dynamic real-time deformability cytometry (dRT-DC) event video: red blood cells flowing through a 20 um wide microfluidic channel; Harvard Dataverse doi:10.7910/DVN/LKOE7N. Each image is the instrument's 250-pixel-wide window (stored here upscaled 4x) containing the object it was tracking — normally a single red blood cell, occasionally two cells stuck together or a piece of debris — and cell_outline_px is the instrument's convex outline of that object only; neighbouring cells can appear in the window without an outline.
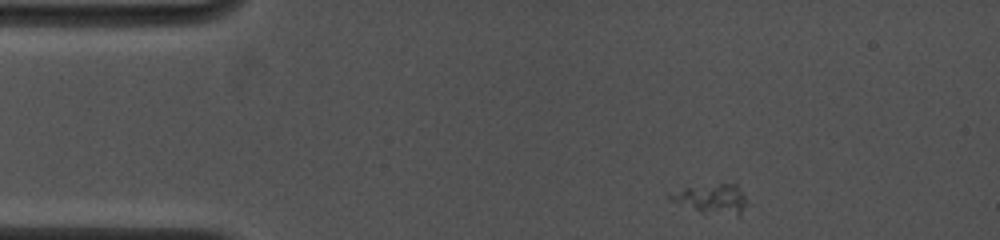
{"species": "common noctule bat (a hibernating species)", "species_latin": "Nyctalus noctula", "temperature_condition": "cold", "stored_images_in_passage": 19, "camera_frame_rate_fps": 4500, "um_per_image_px": 0.085, "animal": {"sex": "female", "body_mass_g": 19.0, "forearm_length_mm": 53.3}, "frame": {"image": 1, "passage_image": 1, "time_ms": 0.0, "image_size_px": [1000, 240], "cell_outline_px": [[744, 204], [740, 216], [736, 216], [704, 212], [668, 200], [668, 196], [684, 188], [720, 184], [736, 184], [740, 188], [744, 196]], "centroid_in_image_um": [60.52, 16.91], "position_along_channel_um": 24.5, "area_um2": 12.6}}
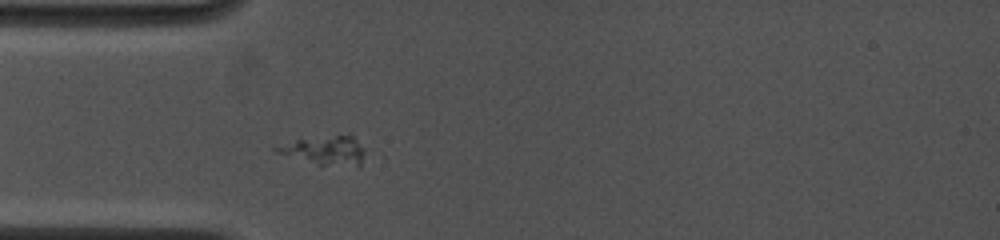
{"frame": {"image": 2, "passage_image": 10, "time_ms": 2.444, "image_size_px": [1000, 240], "cell_outline_px": [[364, 152], [360, 164], [320, 164], [276, 152], [272, 148], [296, 140], [336, 136], [352, 136]], "centroid_in_image_um": [27.59, 12.77], "position_along_channel_um": 57.4, "area_um2": 13.47}}
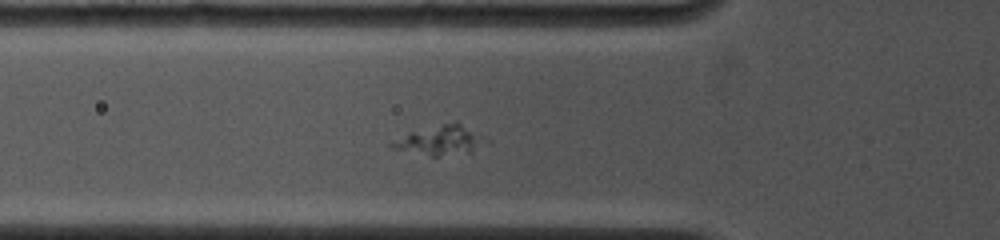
{"frame": {"image": 3, "passage_image": 16, "time_ms": 3.333, "image_size_px": [1000, 240], "cell_outline_px": [[492, 140], [472, 152], [436, 156], [432, 156], [392, 148], [388, 144], [408, 132], [456, 120]], "centroid_in_image_um": [37.51, 11.9], "position_along_channel_um": 88.3, "area_um2": 16.36}}